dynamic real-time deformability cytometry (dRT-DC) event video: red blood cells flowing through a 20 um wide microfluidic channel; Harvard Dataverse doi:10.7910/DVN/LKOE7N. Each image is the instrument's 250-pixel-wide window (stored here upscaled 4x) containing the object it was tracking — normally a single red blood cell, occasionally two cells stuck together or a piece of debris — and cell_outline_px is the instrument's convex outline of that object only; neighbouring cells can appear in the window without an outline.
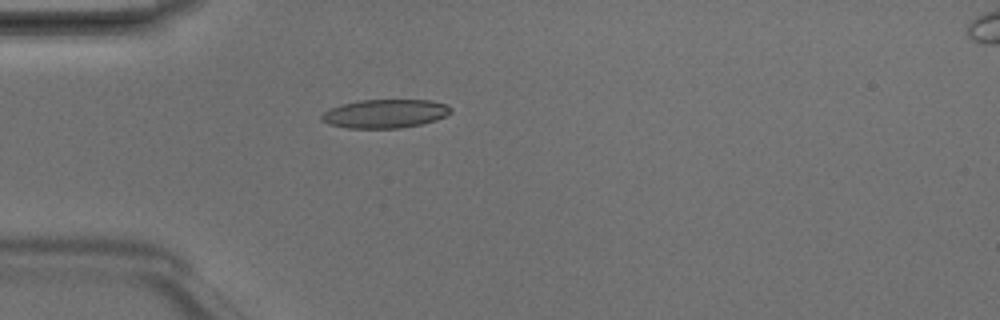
{"species": "Egyptian fruit bat (a non-hibernating species)", "species_latin": "Rousettus aegyptiacus", "temperature_condition": "room temperature", "stored_images_in_passage": 5, "camera_frame_rate_fps": 3000, "um_per_image_px": 0.085, "animal": {"sex": "male"}, "frame": {"image": 1, "passage_image": 4, "time_ms": 1.0, "image_size_px": [1000, 320], "cell_outline_px": [[452, 112], [436, 120], [420, 124], [400, 128], [348, 128], [328, 124], [320, 120], [320, 116], [328, 108], [340, 104], [360, 100], [432, 100], [448, 104], [452, 108]], "centroid_in_image_um": [32.71, 9.65], "position_along_channel_um": 52.3, "area_um2": 21.79}}